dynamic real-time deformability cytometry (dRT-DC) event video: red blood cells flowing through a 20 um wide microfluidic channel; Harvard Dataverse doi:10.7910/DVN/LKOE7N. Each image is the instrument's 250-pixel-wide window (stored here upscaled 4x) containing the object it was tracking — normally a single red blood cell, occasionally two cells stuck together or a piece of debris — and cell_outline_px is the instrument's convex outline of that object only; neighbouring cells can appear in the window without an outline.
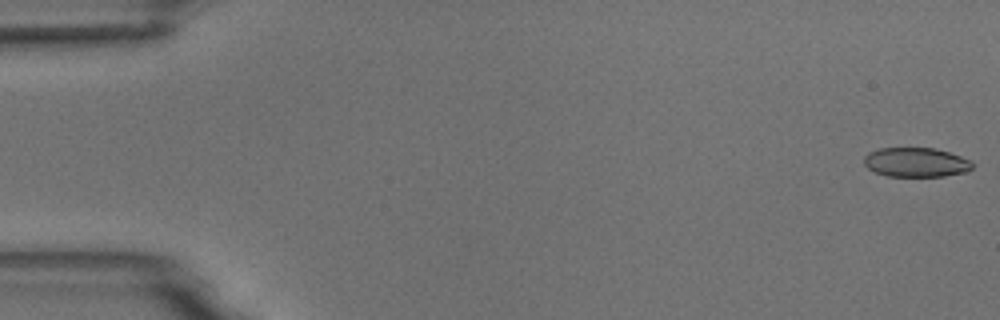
{"species": "common noctule bat (a hibernating species)", "species_latin": "Nyctalus noctula", "temperature_condition": "room temperature", "stored_images_in_passage": 9, "camera_frame_rate_fps": 3000, "um_per_image_px": 0.085, "animal": {"sex": "male", "body_mass_g": 18.8}, "frame": {"image": 1, "passage_image": 1, "time_ms": 0.0, "image_size_px": [1000, 320], "cell_outline_px": [[972, 168], [964, 172], [944, 176], [888, 176], [876, 172], [868, 168], [864, 164], [864, 156], [868, 152], [880, 148], [932, 148], [948, 152], [972, 160]], "centroid_in_image_um": [77.84, 13.79], "position_along_channel_um": 7.2, "area_um2": 18.44}}
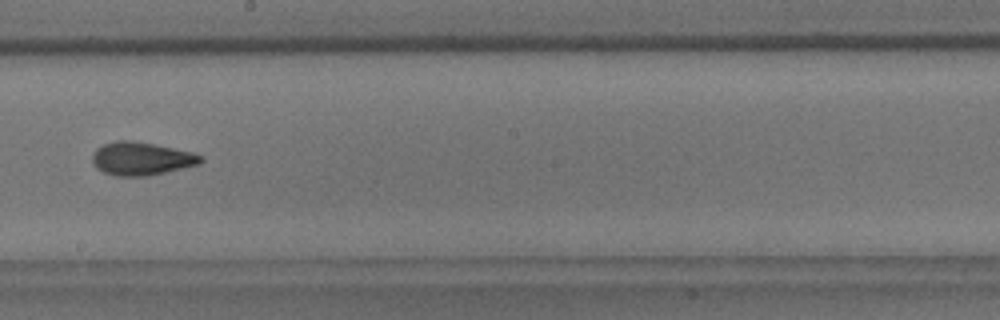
{"frame": {"image": 2, "passage_image": 9, "time_ms": 10.0, "image_size_px": [1000, 320], "cell_outline_px": [[204, 160], [200, 164], [148, 176], [116, 176], [104, 172], [96, 168], [92, 160], [92, 156], [96, 148], [104, 144], [116, 140], [128, 140], [156, 144], [192, 152], [204, 156]], "centroid_in_image_um": [12.03, 13.48], "position_along_channel_um": 236.2, "area_um2": 21.04}}